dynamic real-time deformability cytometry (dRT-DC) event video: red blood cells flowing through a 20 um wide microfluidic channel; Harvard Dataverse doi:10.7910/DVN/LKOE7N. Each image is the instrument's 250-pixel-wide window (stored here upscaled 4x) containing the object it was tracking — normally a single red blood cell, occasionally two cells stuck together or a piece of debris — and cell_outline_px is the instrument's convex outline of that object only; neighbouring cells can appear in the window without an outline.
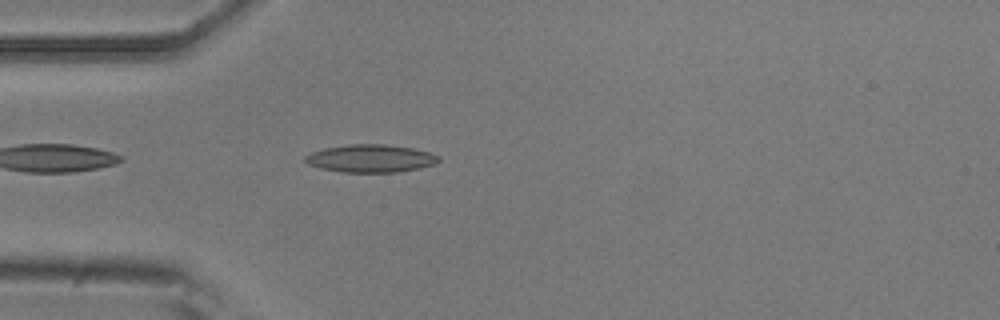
{"species": "common noctule bat (a hibernating species)", "species_latin": "Nyctalus noctula", "temperature_condition": "room temperature", "stored_images_in_passage": 35, "camera_frame_rate_fps": 3000, "um_per_image_px": 0.085, "animal": {"sex": "male", "body_mass_g": 20.5, "forearm_length_mm": 52.5}, "frame": {"image": 1, "passage_image": 3, "time_ms": 0.667, "image_size_px": [1000, 320], "cell_outline_px": [[440, 160], [436, 164], [396, 172], [340, 172], [320, 168], [308, 164], [304, 160], [304, 156], [312, 152], [324, 148], [348, 144], [384, 144], [412, 148], [428, 152], [440, 156]], "centroid_in_image_um": [31.48, 13.46], "position_along_channel_um": 53.5, "area_um2": 21.56}}
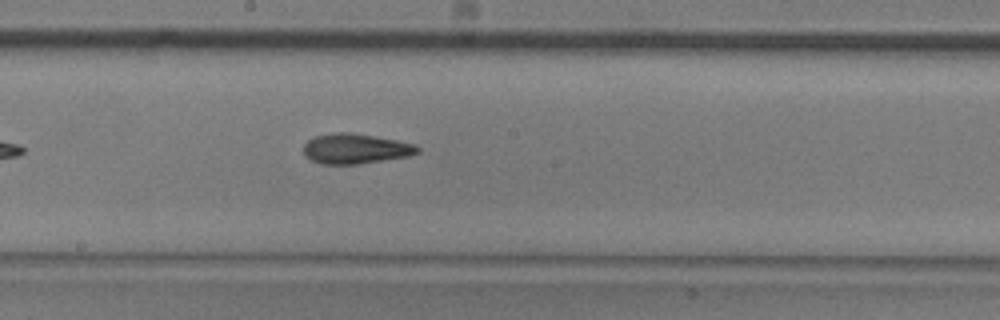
{"frame": {"image": 2, "passage_image": 16, "time_ms": 5.0, "image_size_px": [1000, 320], "cell_outline_px": [[420, 152], [408, 156], [356, 164], [320, 164], [304, 156], [304, 144], [312, 136], [336, 132], [348, 132], [396, 140], [416, 144], [420, 148]], "centroid_in_image_um": [30.19, 12.63], "position_along_channel_um": 218.0, "area_um2": 19.94}}
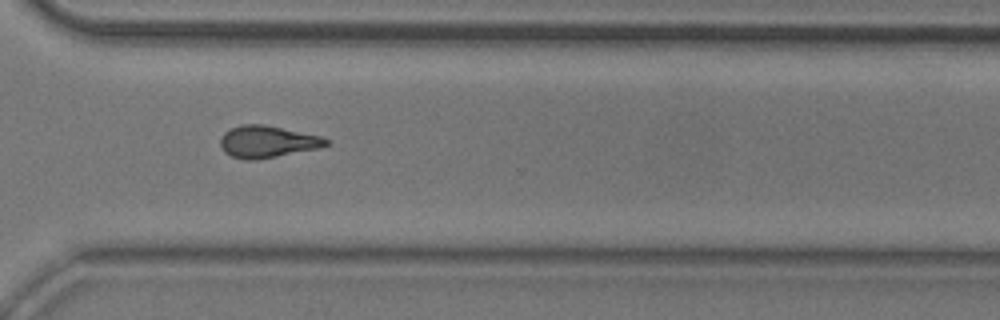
{"frame": {"image": 3, "passage_image": 26, "time_ms": 8.333, "image_size_px": [1000, 320], "cell_outline_px": [[332, 144], [320, 148], [256, 160], [244, 160], [232, 156], [224, 152], [220, 148], [220, 140], [224, 132], [240, 124], [264, 124], [320, 136], [332, 140]], "centroid_in_image_um": [22.75, 12.05], "position_along_channel_um": 347.9, "area_um2": 19.88}, "authors_computed_cell_mechanics": {"area_um2": 19.3052, "velocity_mm_per_s": 3.9116, "shape_relaxation_time_tau1_ms": 7.1376, "shape_relaxation_time_tau2_ms": 3.7259, "deformation_change_tau1": 0.1961, "deformation_change_tau2": 0.1328}}